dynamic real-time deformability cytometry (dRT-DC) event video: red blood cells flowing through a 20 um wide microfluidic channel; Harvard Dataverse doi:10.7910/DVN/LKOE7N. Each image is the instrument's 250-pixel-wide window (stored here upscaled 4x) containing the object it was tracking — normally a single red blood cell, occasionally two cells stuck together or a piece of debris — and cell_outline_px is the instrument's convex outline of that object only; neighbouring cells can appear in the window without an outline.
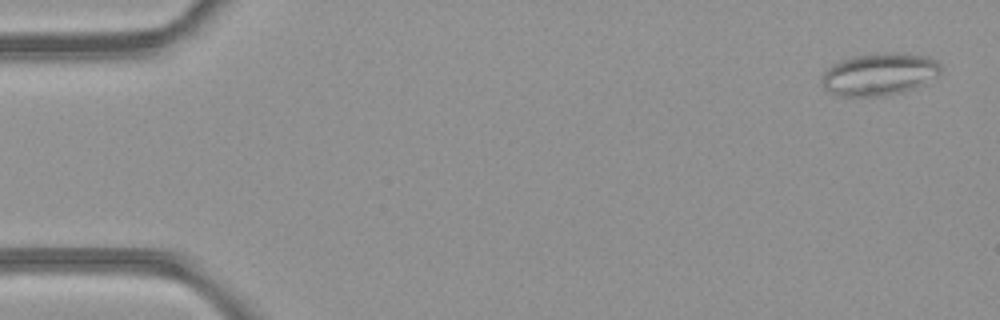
{"species": "common noctule bat (a hibernating species)", "species_latin": "Nyctalus noctula", "temperature_condition": "room temperature", "stored_images_in_passage": 49, "camera_frame_rate_fps": 3000, "um_per_image_px": 0.085, "animal": {"sex": "female", "body_mass_g": 21.9}, "frame": {"image": 1, "passage_image": 2, "time_ms": 0.333, "image_size_px": [1000, 320], "cell_outline_px": [[940, 72], [924, 84], [900, 92], [880, 96], [840, 96], [828, 92], [824, 88], [820, 80], [824, 72], [832, 64], [852, 56], [924, 56], [936, 60], [940, 64]], "centroid_in_image_um": [74.65, 6.37], "position_along_channel_um": 10.3, "area_um2": 28.03}}
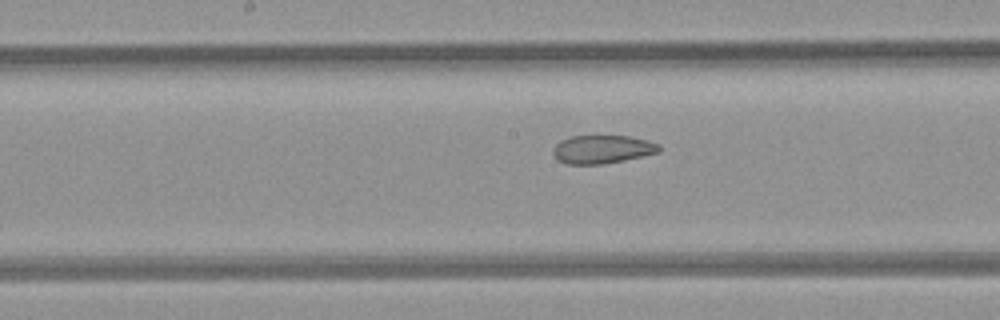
{"frame": {"image": 2, "passage_image": 25, "time_ms": 8.0, "image_size_px": [1000, 320], "cell_outline_px": [[660, 152], [624, 160], [604, 164], [564, 164], [556, 160], [552, 152], [556, 144], [560, 140], [572, 136], [596, 132], [628, 136], [648, 140], [660, 144]], "centroid_in_image_um": [51.17, 12.64], "position_along_channel_um": 197.0, "area_um2": 18.44}}
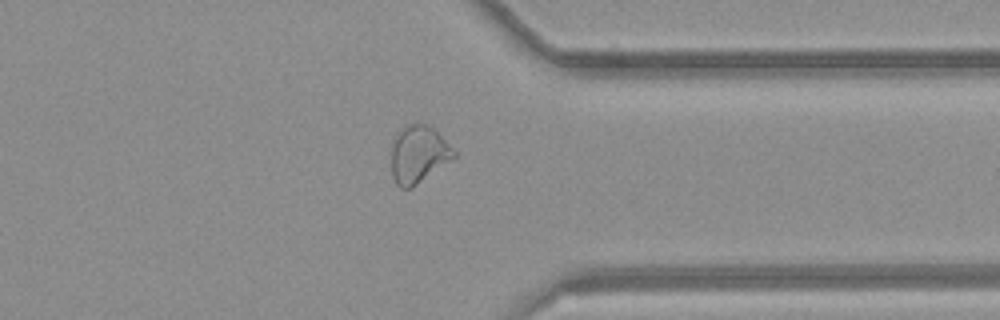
{"frame": {"image": 3, "passage_image": 38, "time_ms": 12.333, "image_size_px": [1000, 320], "cell_outline_px": [[456, 156], [412, 188], [400, 188], [396, 184], [392, 176], [392, 140], [400, 128], [408, 124], [424, 124], [432, 128], [456, 152]], "centroid_in_image_um": [35.53, 13.13], "position_along_channel_um": 375.9, "area_um2": 20.63}, "authors_computed_cell_mechanics": {"area_um2": 23.0044, "velocity_mm_per_s": 4.2486, "shape_relaxation_time_tau1_ms": null, "shape_relaxation_time_tau2_ms": 2.2579, "deformation_change_tau1": null, "deformation_change_tau2": 0.0813}}